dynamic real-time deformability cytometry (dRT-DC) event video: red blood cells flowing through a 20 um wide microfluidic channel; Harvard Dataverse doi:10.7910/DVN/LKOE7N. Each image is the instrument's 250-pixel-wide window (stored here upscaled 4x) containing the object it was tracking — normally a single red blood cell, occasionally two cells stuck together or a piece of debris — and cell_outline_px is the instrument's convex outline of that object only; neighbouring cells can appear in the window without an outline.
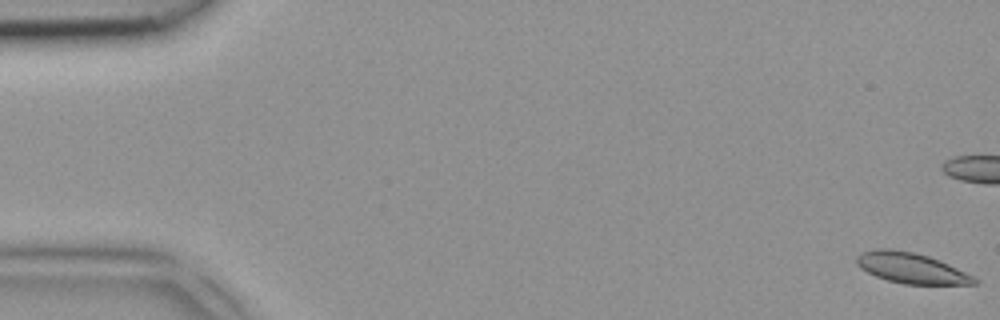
{"species": "common noctule bat (a hibernating species)", "species_latin": "Nyctalus noctula", "temperature_condition": "room temperature", "stored_images_in_passage": 6, "camera_frame_rate_fps": 3000, "um_per_image_px": 0.085, "animal": {"sex": "female", "body_mass_g": 18.4}, "frame": {"image": 1, "passage_image": 1, "time_ms": 0.0, "image_size_px": [1000, 320], "cell_outline_px": [[980, 284], [904, 284], [888, 280], [876, 276], [860, 268], [856, 264], [856, 256], [860, 252], [876, 248], [888, 248], [912, 252], [928, 256], [948, 264], [980, 280]], "centroid_in_image_um": [77.42, 22.78], "position_along_channel_um": 7.6, "area_um2": 20.87}}